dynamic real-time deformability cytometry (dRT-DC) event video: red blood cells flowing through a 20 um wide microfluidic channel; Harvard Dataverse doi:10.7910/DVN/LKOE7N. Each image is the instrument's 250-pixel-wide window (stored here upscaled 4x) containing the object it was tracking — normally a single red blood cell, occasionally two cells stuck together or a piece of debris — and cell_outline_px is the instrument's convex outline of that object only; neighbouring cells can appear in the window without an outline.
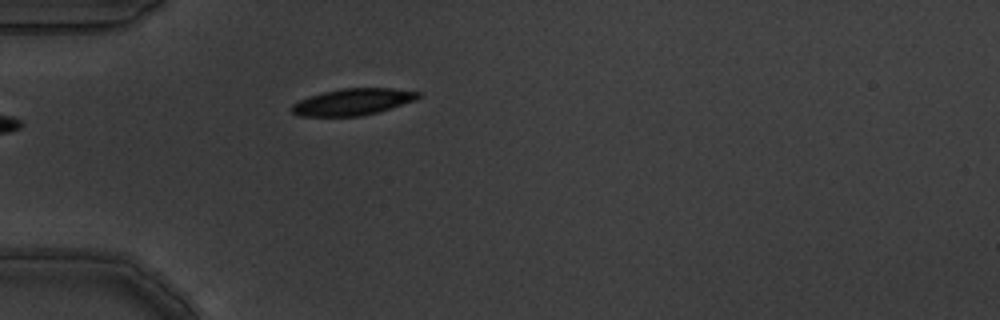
{"species": "common noctule bat (a hibernating species)", "species_latin": "Nyctalus noctula", "temperature_condition": "warm", "stored_images_in_passage": 5, "camera_frame_rate_fps": 3000, "um_per_image_px": 0.085, "animal": {"sex": "male", "body_mass_g": 19.5, "forearm_length_mm": 54.6}, "frame": {"image": 1, "passage_image": 5, "time_ms": 1.333, "image_size_px": [1000, 320], "cell_outline_px": [[420, 96], [416, 100], [376, 112], [360, 116], [300, 116], [292, 112], [292, 104], [308, 96], [324, 92], [344, 88], [392, 88], [420, 92]], "centroid_in_image_um": [29.98, 8.65], "position_along_channel_um": 55.0, "area_um2": 19.36}}